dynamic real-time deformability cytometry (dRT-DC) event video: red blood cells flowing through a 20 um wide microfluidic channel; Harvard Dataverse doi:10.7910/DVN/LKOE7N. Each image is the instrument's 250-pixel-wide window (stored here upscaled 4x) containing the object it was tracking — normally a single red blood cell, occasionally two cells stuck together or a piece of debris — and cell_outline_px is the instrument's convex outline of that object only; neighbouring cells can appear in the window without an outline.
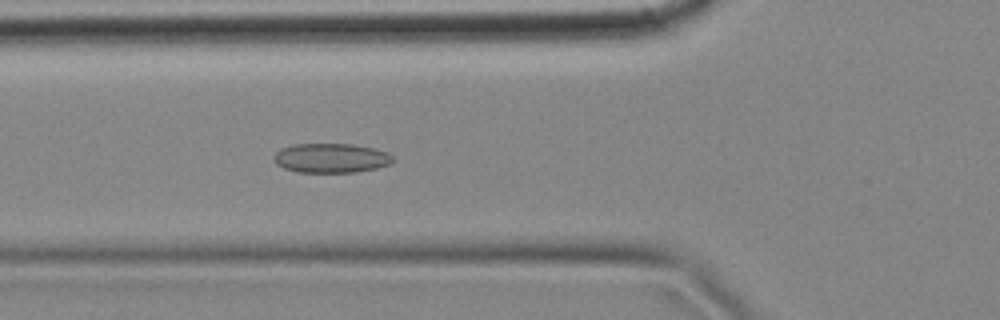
{"species": "common noctule bat (a hibernating species)", "species_latin": "Nyctalus noctula", "temperature_condition": "cold", "stored_images_in_passage": 6, "camera_frame_rate_fps": 3000, "um_per_image_px": 0.085, "animal": {"sex": "female", "body_mass_g": 18.4}, "frame": {"image": 1, "passage_image": 6, "time_ms": 1.667, "image_size_px": [1000, 320], "cell_outline_px": [[392, 164], [376, 168], [356, 172], [296, 172], [284, 168], [276, 164], [276, 152], [280, 148], [296, 144], [352, 144], [372, 148], [388, 152], [392, 156]], "centroid_in_image_um": [28.16, 13.44], "position_along_channel_um": 97.6, "area_um2": 20.29}}